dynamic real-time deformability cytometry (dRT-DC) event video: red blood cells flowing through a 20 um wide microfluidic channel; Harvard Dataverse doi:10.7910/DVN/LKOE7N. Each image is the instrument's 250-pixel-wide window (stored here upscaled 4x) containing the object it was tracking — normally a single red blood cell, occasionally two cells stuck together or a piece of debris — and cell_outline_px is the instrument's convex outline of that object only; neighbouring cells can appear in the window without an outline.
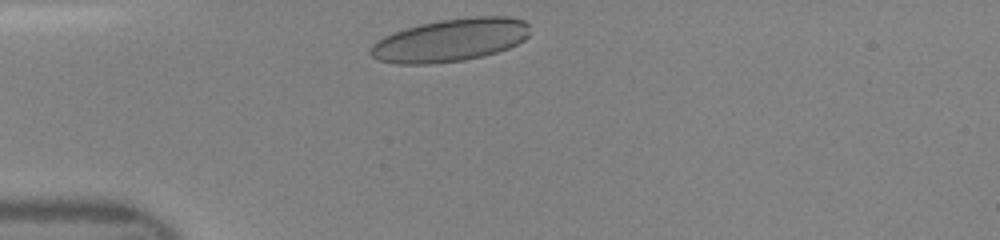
{"species": "human", "species_latin": "Homo sapiens", "temperature_condition": "room temperature", "stored_images_in_passage": 35, "camera_frame_rate_fps": 3000, "um_per_image_px": 0.085, "donor": {"sex": "female"}, "frame": {"image": 1, "passage_image": 1, "time_ms": 0.0, "image_size_px": [1000, 240], "cell_outline_px": [[528, 36], [524, 40], [508, 48], [484, 56], [464, 60], [428, 64], [396, 64], [380, 60], [372, 56], [368, 52], [368, 48], [376, 40], [384, 36], [404, 28], [420, 24], [440, 20], [468, 16], [508, 16], [524, 20], [528, 24]], "centroid_in_image_um": [38.25, 3.4], "position_along_channel_um": 46.7, "area_um2": 40.06}}
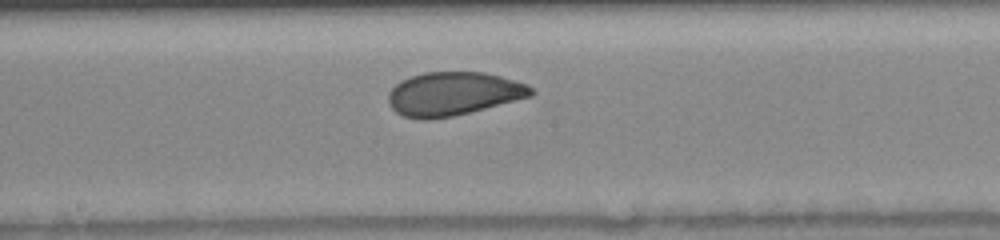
{"frame": {"image": 2, "passage_image": 14, "time_ms": 4.333, "image_size_px": [1000, 240], "cell_outline_px": [[536, 92], [532, 96], [452, 116], [428, 120], [420, 120], [404, 116], [396, 112], [388, 104], [388, 92], [400, 80], [424, 72], [484, 72], [500, 76], [528, 84]], "centroid_in_image_um": [38.51, 7.97], "position_along_channel_um": 209.7, "area_um2": 36.18}}
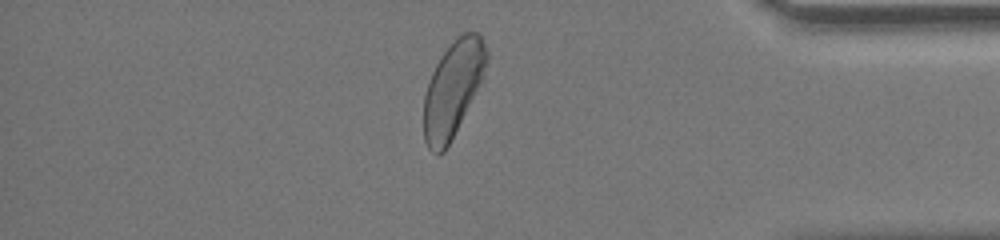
{"frame": {"image": 3, "passage_image": 29, "time_ms": 9.333, "image_size_px": [1000, 240], "cell_outline_px": [[488, 60], [484, 76], [444, 152], [432, 152], [428, 148], [424, 140], [424, 96], [428, 80], [440, 56], [456, 36], [464, 32], [480, 32], [488, 52]], "centroid_in_image_um": [38.5, 7.48], "position_along_channel_um": 396.7, "area_um2": 34.74}}